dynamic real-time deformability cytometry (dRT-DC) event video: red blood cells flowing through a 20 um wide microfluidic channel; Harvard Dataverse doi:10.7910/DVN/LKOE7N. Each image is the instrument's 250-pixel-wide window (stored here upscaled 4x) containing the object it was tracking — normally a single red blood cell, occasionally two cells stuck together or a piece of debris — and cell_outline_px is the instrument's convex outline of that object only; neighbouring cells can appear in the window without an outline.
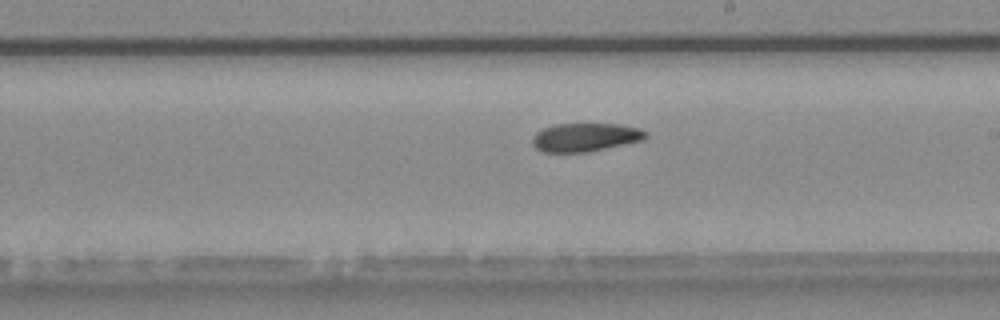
{"species": "common noctule bat (a hibernating species)", "species_latin": "Nyctalus noctula", "temperature_condition": "warm", "stored_images_in_passage": 39, "camera_frame_rate_fps": 3000, "um_per_image_px": 0.085, "animal": {"sex": "male", "body_mass_g": 20.4}, "frame": {"image": 1, "passage_image": 18, "time_ms": 5.667, "image_size_px": [1000, 320], "cell_outline_px": [[648, 136], [644, 140], [588, 152], [544, 152], [536, 148], [532, 144], [532, 136], [536, 132], [544, 128], [556, 124], [620, 124], [640, 128], [648, 132]], "centroid_in_image_um": [49.78, 11.67], "position_along_channel_um": 239.2, "area_um2": 18.9}}
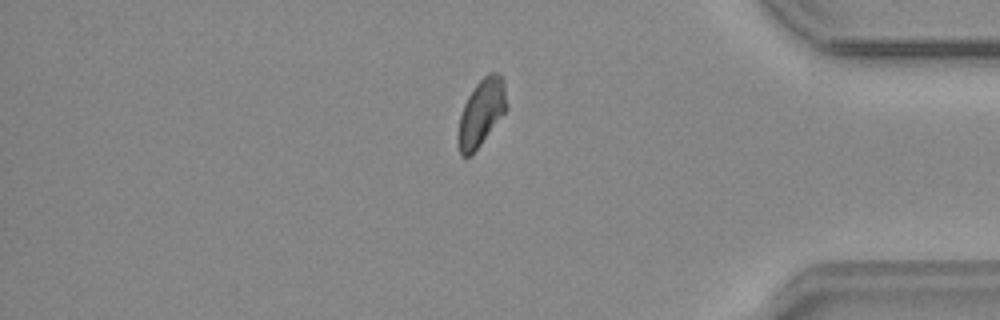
{"frame": {"image": 2, "passage_image": 32, "time_ms": 10.333, "image_size_px": [1000, 320], "cell_outline_px": [[508, 108], [472, 156], [460, 156], [456, 140], [456, 136], [460, 116], [464, 104], [468, 96], [476, 84], [488, 72], [500, 72], [504, 84], [508, 104]], "centroid_in_image_um": [40.9, 9.6], "position_along_channel_um": 394.3, "area_um2": 19.25}}